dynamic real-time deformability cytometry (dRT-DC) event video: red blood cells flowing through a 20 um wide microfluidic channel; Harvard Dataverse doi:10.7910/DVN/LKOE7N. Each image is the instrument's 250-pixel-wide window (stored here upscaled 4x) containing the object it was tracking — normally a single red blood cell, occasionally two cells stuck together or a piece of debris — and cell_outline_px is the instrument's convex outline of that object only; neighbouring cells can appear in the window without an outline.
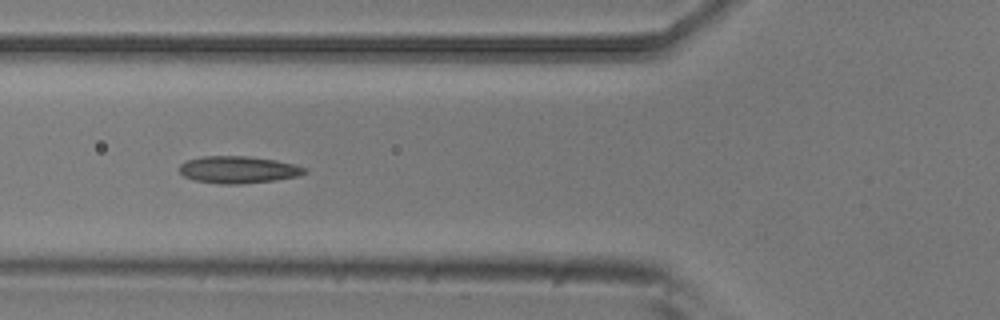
{"species": "common noctule bat (a hibernating species)", "species_latin": "Nyctalus noctula", "temperature_condition": "room temperature", "stored_images_in_passage": 8, "camera_frame_rate_fps": 3000, "um_per_image_px": 0.085, "animal": {"sex": "male", "body_mass_g": 20.5, "forearm_length_mm": 52.5}, "frame": {"image": 1, "passage_image": 5, "time_ms": 1.333, "image_size_px": [1000, 320], "cell_outline_px": [[308, 172], [300, 176], [276, 180], [240, 184], [220, 184], [196, 180], [184, 176], [180, 172], [180, 164], [188, 160], [204, 156], [248, 156], [276, 160], [308, 168]], "centroid_in_image_um": [20.3, 14.42], "position_along_channel_um": 105.5, "area_um2": 19.77}}
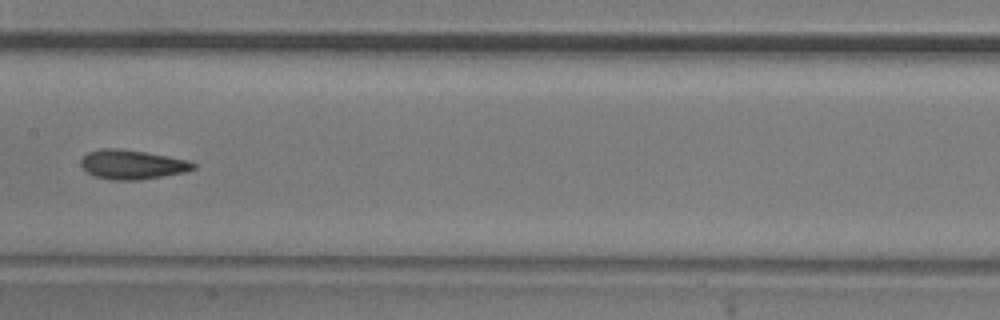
{"frame": {"image": 2, "passage_image": 7, "time_ms": 2.0, "image_size_px": [1000, 320], "cell_outline_px": [[196, 168], [188, 172], [140, 180], [112, 180], [92, 176], [80, 164], [80, 160], [88, 152], [100, 148], [120, 148], [168, 156], [188, 160], [196, 164]], "centroid_in_image_um": [11.25, 13.99], "position_along_channel_um": 196.2, "area_um2": 19.42}}
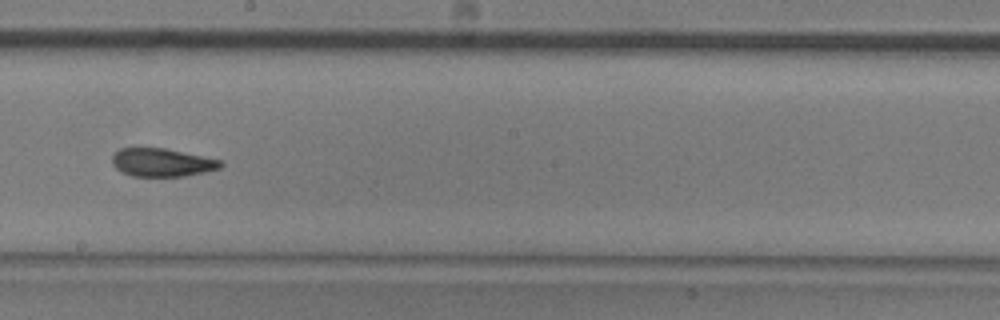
{"frame": {"image": 3, "passage_image": 8, "time_ms": 2.333, "image_size_px": [1000, 320], "cell_outline_px": [[224, 164], [220, 168], [204, 172], [184, 176], [132, 176], [120, 172], [112, 164], [112, 156], [120, 148], [164, 148], [224, 160]], "centroid_in_image_um": [13.78, 13.81], "position_along_channel_um": 234.4, "area_um2": 17.92}}